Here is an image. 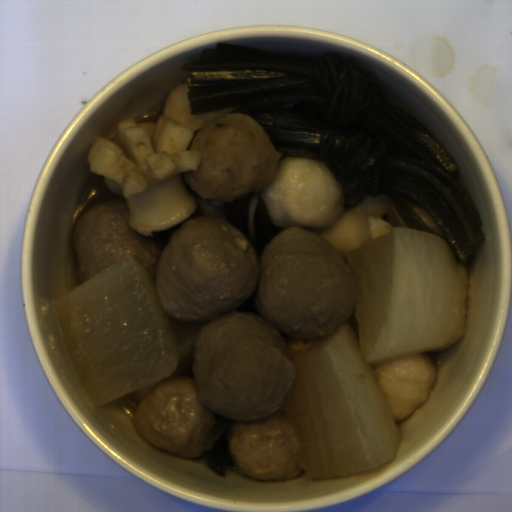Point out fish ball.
Listing matches in <instances>:
<instances>
[{
	"instance_id": "4",
	"label": "fish ball",
	"mask_w": 512,
	"mask_h": 512,
	"mask_svg": "<svg viewBox=\"0 0 512 512\" xmlns=\"http://www.w3.org/2000/svg\"><path fill=\"white\" fill-rule=\"evenodd\" d=\"M407 203V202H406ZM411 209L418 215V217L428 226L430 227L435 234L438 235H445L443 230L440 228V226L437 224V222L434 220V218L431 216L430 213L422 209L421 207H418L416 205L407 203ZM446 236V235H445Z\"/></svg>"
},
{
	"instance_id": "3",
	"label": "fish ball",
	"mask_w": 512,
	"mask_h": 512,
	"mask_svg": "<svg viewBox=\"0 0 512 512\" xmlns=\"http://www.w3.org/2000/svg\"><path fill=\"white\" fill-rule=\"evenodd\" d=\"M239 106V105H238ZM238 106L215 110L201 115H192L188 103V82L182 83L167 92L161 116L172 118L176 122L190 128L197 134L203 127L218 117L230 114Z\"/></svg>"
},
{
	"instance_id": "2",
	"label": "fish ball",
	"mask_w": 512,
	"mask_h": 512,
	"mask_svg": "<svg viewBox=\"0 0 512 512\" xmlns=\"http://www.w3.org/2000/svg\"><path fill=\"white\" fill-rule=\"evenodd\" d=\"M372 367L396 422L427 403L436 383V365L429 353L381 361Z\"/></svg>"
},
{
	"instance_id": "1",
	"label": "fish ball",
	"mask_w": 512,
	"mask_h": 512,
	"mask_svg": "<svg viewBox=\"0 0 512 512\" xmlns=\"http://www.w3.org/2000/svg\"><path fill=\"white\" fill-rule=\"evenodd\" d=\"M274 226L329 229L346 208L343 184L324 161L283 156L261 195Z\"/></svg>"
},
{
	"instance_id": "5",
	"label": "fish ball",
	"mask_w": 512,
	"mask_h": 512,
	"mask_svg": "<svg viewBox=\"0 0 512 512\" xmlns=\"http://www.w3.org/2000/svg\"><path fill=\"white\" fill-rule=\"evenodd\" d=\"M382 220L388 221L391 225V228H409L405 221L403 220L401 214L398 209L390 200V208L385 216L382 217Z\"/></svg>"
}]
</instances>
